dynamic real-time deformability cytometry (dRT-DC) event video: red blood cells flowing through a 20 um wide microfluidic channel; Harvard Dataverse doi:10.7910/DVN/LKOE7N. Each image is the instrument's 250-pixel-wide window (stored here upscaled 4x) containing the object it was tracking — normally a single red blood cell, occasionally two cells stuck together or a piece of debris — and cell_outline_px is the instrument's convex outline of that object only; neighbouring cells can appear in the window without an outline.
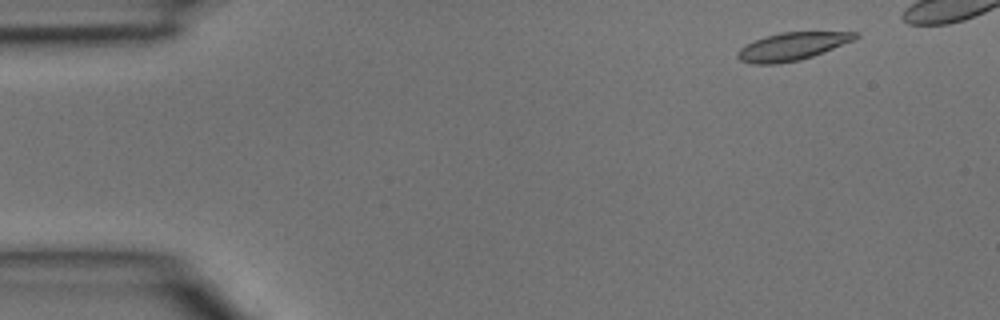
{"species": "common noctule bat (a hibernating species)", "species_latin": "Nyctalus noctula", "temperature_condition": "room temperature", "stored_images_in_passage": 4, "camera_frame_rate_fps": 3000, "um_per_image_px": 0.085, "animal": {"sex": "male", "body_mass_g": 15.6}, "frame": {"image": 1, "passage_image": 1, "time_ms": 0.0, "image_size_px": [1000, 320], "cell_outline_px": [[860, 36], [856, 40], [812, 56], [800, 60], [776, 64], [752, 64], [740, 60], [736, 56], [736, 52], [740, 48], [764, 36], [780, 32], [860, 32]], "centroid_in_image_um": [67.35, 3.94], "position_along_channel_um": 17.6, "area_um2": 19.13}}